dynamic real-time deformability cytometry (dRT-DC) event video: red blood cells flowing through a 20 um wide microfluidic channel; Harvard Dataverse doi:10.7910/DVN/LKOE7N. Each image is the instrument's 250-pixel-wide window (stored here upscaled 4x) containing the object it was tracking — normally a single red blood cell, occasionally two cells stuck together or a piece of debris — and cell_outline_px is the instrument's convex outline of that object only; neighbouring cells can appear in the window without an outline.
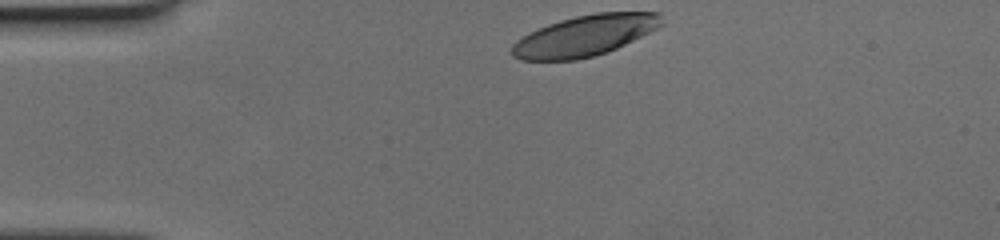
{"species": "human", "species_latin": "Homo sapiens", "temperature_condition": "cold", "stored_images_in_passage": 33, "camera_frame_rate_fps": 3000, "um_per_image_px": 0.085, "donor": {"sex": "female"}, "frame": {"image": 1, "passage_image": 1, "time_ms": 0.0, "image_size_px": [1000, 240], "cell_outline_px": [[664, 24], [660, 28], [608, 52], [576, 60], [520, 60], [512, 56], [508, 52], [512, 44], [516, 40], [528, 32], [548, 24], [560, 20], [576, 16], [596, 12], [660, 12]], "centroid_in_image_um": [49.7, 3.03], "position_along_channel_um": 35.3, "area_um2": 36.07}}
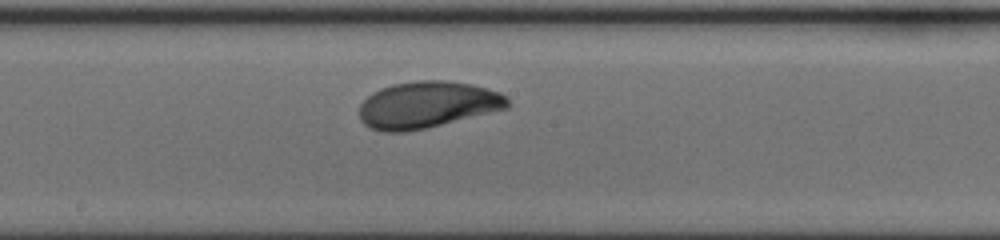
{"frame": {"image": 2, "passage_image": 18, "time_ms": 5.667, "image_size_px": [1000, 240], "cell_outline_px": [[508, 108], [428, 128], [404, 132], [384, 132], [372, 128], [364, 124], [360, 120], [360, 104], [372, 92], [380, 88], [392, 84], [416, 80], [444, 80], [472, 84], [500, 92], [508, 100]], "centroid_in_image_um": [36.3, 8.9], "position_along_channel_um": 211.9, "area_um2": 40.4}}
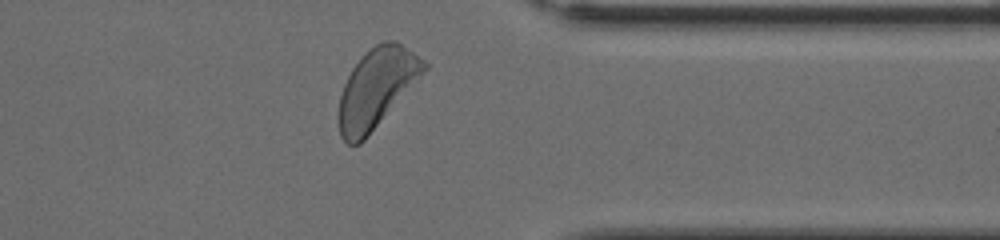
{"frame": {"image": 3, "passage_image": 31, "time_ms": 10.0, "image_size_px": [1000, 240], "cell_outline_px": [[428, 68], [364, 140], [360, 144], [348, 144], [340, 136], [340, 96], [344, 84], [352, 68], [364, 52], [376, 44], [384, 40], [396, 40], [424, 60], [428, 64]], "centroid_in_image_um": [32.02, 7.45], "position_along_channel_um": 379.4, "area_um2": 38.61}}